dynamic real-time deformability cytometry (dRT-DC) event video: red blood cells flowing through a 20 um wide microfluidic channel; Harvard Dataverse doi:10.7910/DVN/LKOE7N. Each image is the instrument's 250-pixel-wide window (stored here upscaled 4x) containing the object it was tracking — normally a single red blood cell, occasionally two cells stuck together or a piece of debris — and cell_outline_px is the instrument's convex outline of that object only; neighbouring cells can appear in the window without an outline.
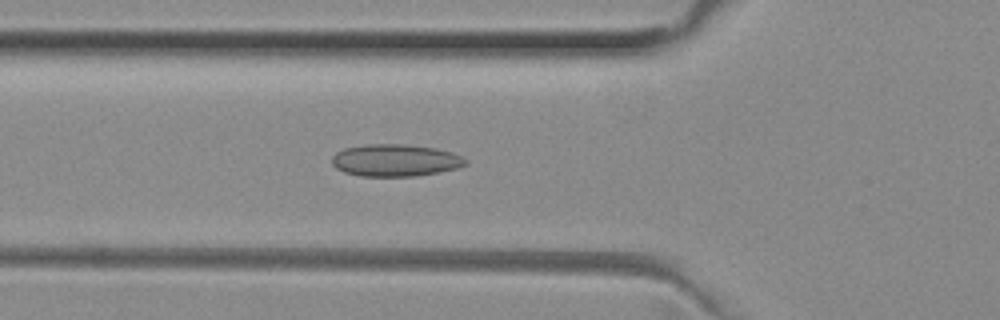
{"species": "common noctule bat (a hibernating species)", "species_latin": "Nyctalus noctula", "temperature_condition": "room temperature", "stored_images_in_passage": 50, "camera_frame_rate_fps": 3000, "um_per_image_px": 0.085, "animal": {"sex": "female", "body_mass_g": 29.2, "forearm_length_mm": 56.3}, "frame": {"image": 1, "passage_image": 17, "time_ms": 5.333, "image_size_px": [1000, 320], "cell_outline_px": [[468, 164], [456, 168], [440, 172], [416, 176], [360, 176], [344, 172], [336, 168], [332, 164], [332, 156], [336, 152], [344, 148], [368, 144], [404, 144], [436, 148], [452, 152], [468, 160]], "centroid_in_image_um": [33.6, 13.63], "position_along_channel_um": 92.2, "area_um2": 25.14}}
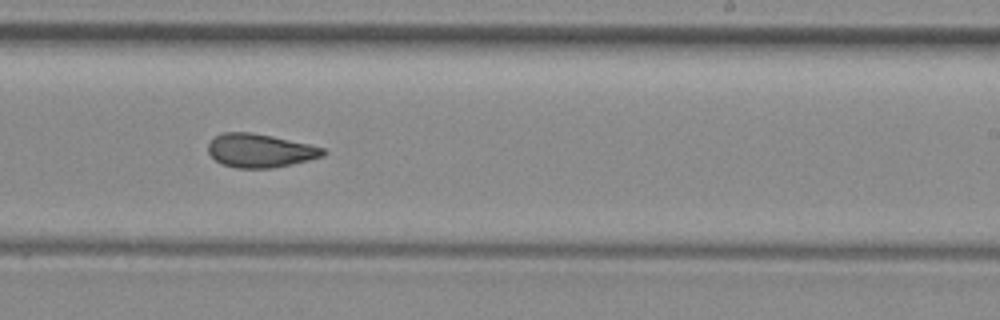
{"frame": {"image": 2, "passage_image": 30, "time_ms": 9.667, "image_size_px": [1000, 320], "cell_outline_px": [[328, 152], [324, 156], [292, 164], [272, 168], [236, 168], [224, 164], [216, 160], [208, 152], [208, 144], [216, 136], [224, 132], [248, 132], [272, 136], [308, 144], [324, 148]], "centroid_in_image_um": [22.13, 12.8], "position_along_channel_um": 266.9, "area_um2": 22.31}}
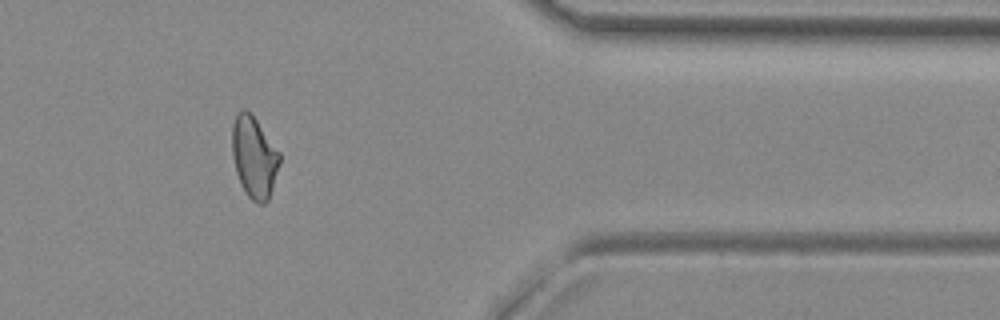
{"frame": {"image": 3, "passage_image": 41, "time_ms": 13.333, "image_size_px": [1000, 320], "cell_outline_px": [[280, 164], [268, 200], [264, 204], [260, 204], [252, 200], [248, 196], [240, 184], [236, 172], [232, 152], [232, 124], [236, 116], [244, 108], [256, 120], [280, 152]], "centroid_in_image_um": [21.6, 13.38], "position_along_channel_um": 389.8, "area_um2": 22.31}, "authors_computed_cell_mechanics": {"area_um2": 22.9177, "velocity_mm_per_s": 4.0315, "shape_relaxation_time_tau1_ms": null, "shape_relaxation_time_tau2_ms": 2.6907, "deformation_change_tau1": null, "deformation_change_tau2": 0.0981}}